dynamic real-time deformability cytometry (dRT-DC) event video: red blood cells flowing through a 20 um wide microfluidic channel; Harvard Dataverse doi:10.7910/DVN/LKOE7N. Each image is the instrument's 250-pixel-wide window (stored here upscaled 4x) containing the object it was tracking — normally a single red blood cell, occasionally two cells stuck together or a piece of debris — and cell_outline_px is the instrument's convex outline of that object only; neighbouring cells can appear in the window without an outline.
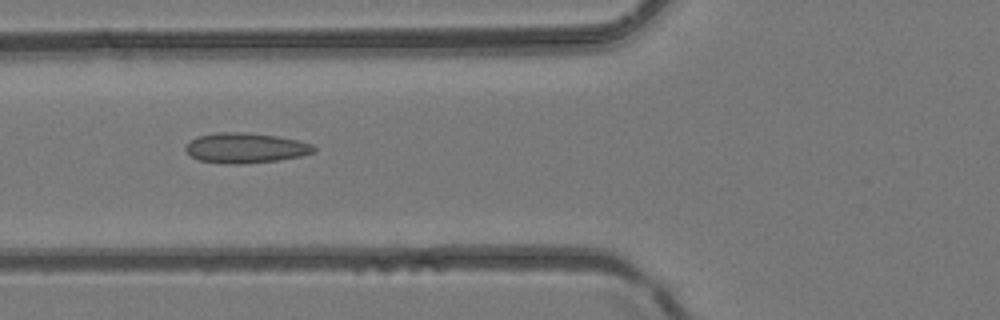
{"species": "common noctule bat (a hibernating species)", "species_latin": "Nyctalus noctula", "temperature_condition": "room temperature", "stored_images_in_passage": 7, "camera_frame_rate_fps": 3000, "um_per_image_px": 0.085, "animal": {"sex": "female", "body_mass_g": 24.6, "forearm_length_mm": 56.2}, "frame": {"image": 1, "passage_image": 6, "time_ms": 1.667, "image_size_px": [1000, 320], "cell_outline_px": [[316, 152], [300, 156], [280, 160], [240, 164], [224, 164], [200, 160], [192, 156], [184, 148], [188, 140], [196, 136], [220, 132], [244, 132], [276, 136], [296, 140], [312, 144], [316, 148]], "centroid_in_image_um": [20.85, 12.57], "position_along_channel_um": 104.9, "area_um2": 22.6}}
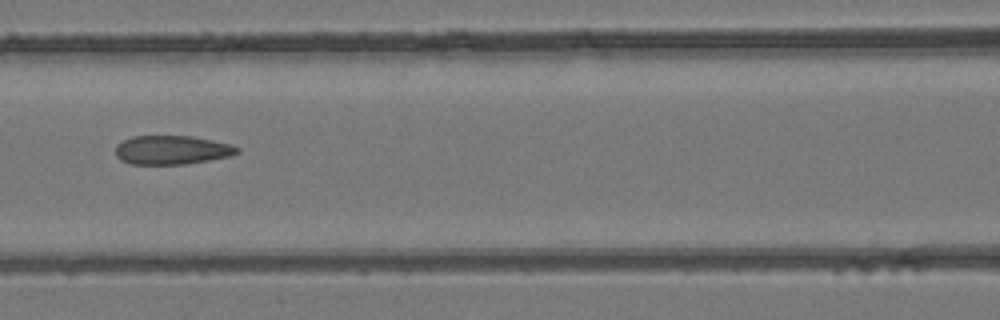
{"frame": {"image": 2, "passage_image": 7, "time_ms": 2.0, "image_size_px": [1000, 320], "cell_outline_px": [[240, 152], [232, 156], [184, 164], [128, 164], [120, 160], [116, 156], [116, 144], [132, 136], [192, 136], [232, 144], [240, 148]], "centroid_in_image_um": [14.62, 12.75], "position_along_channel_um": 152.0, "area_um2": 20.63}}